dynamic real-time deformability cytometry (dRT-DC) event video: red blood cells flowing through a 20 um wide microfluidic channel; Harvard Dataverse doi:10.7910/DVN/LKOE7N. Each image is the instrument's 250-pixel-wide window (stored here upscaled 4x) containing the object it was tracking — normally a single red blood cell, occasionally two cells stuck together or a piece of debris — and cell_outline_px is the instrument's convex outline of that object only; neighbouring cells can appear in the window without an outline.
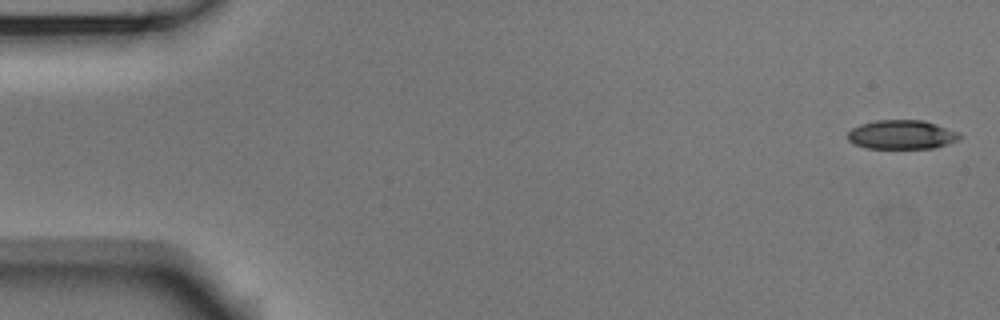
{"species": "Egyptian fruit bat (a non-hibernating species)", "species_latin": "Rousettus aegyptiacus", "temperature_condition": "room temperature", "stored_images_in_passage": 5, "camera_frame_rate_fps": 3000, "um_per_image_px": 0.085, "animal": {"sex": "male"}, "frame": {"image": 1, "passage_image": 1, "time_ms": 0.0, "image_size_px": [1000, 320], "cell_outline_px": [[960, 140], [932, 148], [868, 148], [856, 144], [848, 140], [848, 132], [852, 128], [860, 124], [876, 120], [924, 120], [960, 132]], "centroid_in_image_um": [76.66, 11.43], "position_along_channel_um": 8.3, "area_um2": 18.9}}
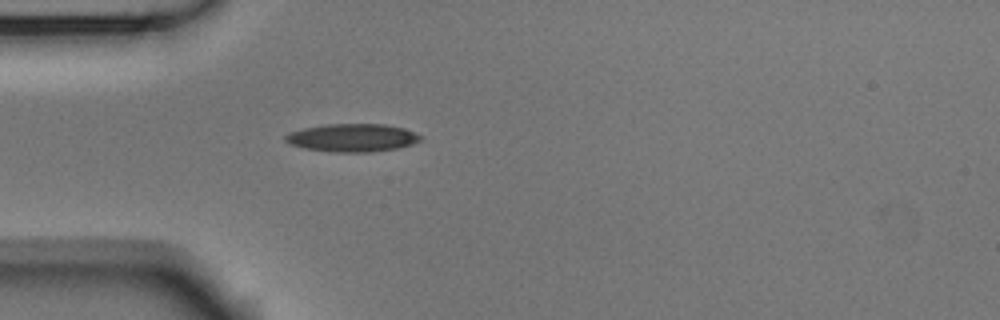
{"frame": {"image": 2, "passage_image": 5, "time_ms": 1.333, "image_size_px": [1000, 320], "cell_outline_px": [[420, 140], [412, 144], [396, 148], [368, 152], [332, 152], [304, 148], [288, 144], [284, 140], [284, 136], [288, 132], [304, 128], [328, 124], [384, 124], [404, 128], [420, 136]], "centroid_in_image_um": [29.88, 11.71], "position_along_channel_um": 55.1, "area_um2": 21.91}}